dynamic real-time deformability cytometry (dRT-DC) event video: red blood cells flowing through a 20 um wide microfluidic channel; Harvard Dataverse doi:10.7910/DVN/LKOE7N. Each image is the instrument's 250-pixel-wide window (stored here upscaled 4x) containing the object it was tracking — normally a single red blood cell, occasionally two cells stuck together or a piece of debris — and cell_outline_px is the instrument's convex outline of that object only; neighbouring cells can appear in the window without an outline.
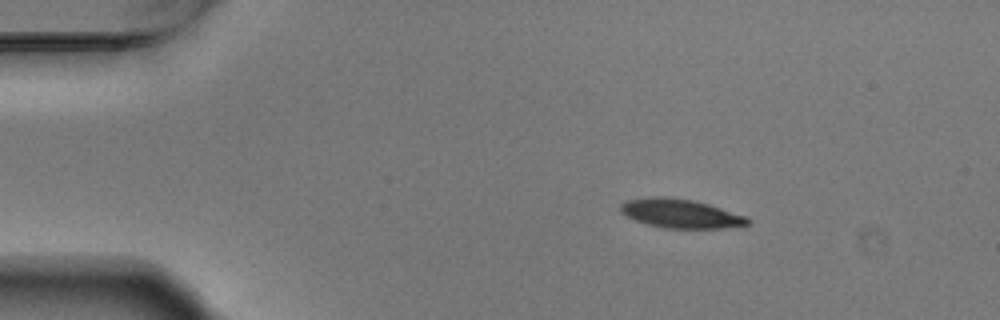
{"species": "Egyptian fruit bat (a non-hibernating species)", "species_latin": "Rousettus aegyptiacus", "temperature_condition": "warm", "stored_images_in_passage": 4, "camera_frame_rate_fps": 3000, "um_per_image_px": 0.085, "animal": {"sex": "male"}, "frame": {"image": 1, "passage_image": 1, "time_ms": 0.0, "image_size_px": [1000, 320], "cell_outline_px": [[752, 220], [748, 224], [724, 228], [664, 228], [648, 224], [636, 220], [620, 212], [620, 204], [628, 200], [656, 196], [660, 196], [692, 200], [708, 204], [748, 216]], "centroid_in_image_um": [57.88, 18.15], "position_along_channel_um": 27.1, "area_um2": 21.27}}
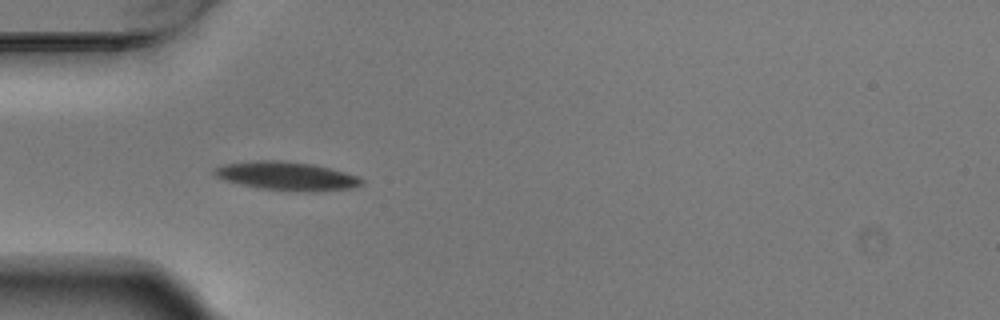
{"frame": {"image": 2, "passage_image": 3, "time_ms": 0.667, "image_size_px": [1000, 320], "cell_outline_px": [[364, 184], [352, 188], [316, 192], [308, 192], [260, 188], [224, 180], [216, 176], [212, 172], [212, 168], [224, 164], [256, 160], [280, 160], [312, 164], [344, 172], [356, 176], [364, 180]], "centroid_in_image_um": [24.36, 14.96], "position_along_channel_um": 60.6, "area_um2": 24.45}}
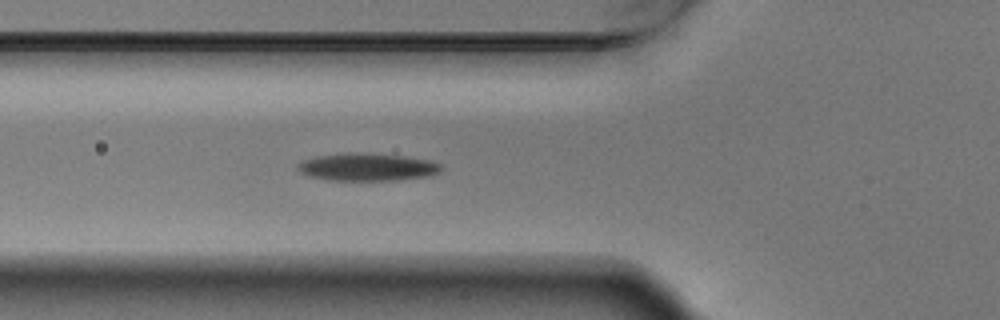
{"frame": {"image": 3, "passage_image": 4, "time_ms": 1.0, "image_size_px": [1000, 320], "cell_outline_px": [[444, 168], [440, 172], [432, 176], [400, 180], [324, 180], [308, 176], [300, 172], [296, 168], [296, 164], [304, 160], [316, 156], [404, 156], [432, 160], [440, 164]], "centroid_in_image_um": [31.29, 14.27], "position_along_channel_um": 94.5, "area_um2": 22.14}}